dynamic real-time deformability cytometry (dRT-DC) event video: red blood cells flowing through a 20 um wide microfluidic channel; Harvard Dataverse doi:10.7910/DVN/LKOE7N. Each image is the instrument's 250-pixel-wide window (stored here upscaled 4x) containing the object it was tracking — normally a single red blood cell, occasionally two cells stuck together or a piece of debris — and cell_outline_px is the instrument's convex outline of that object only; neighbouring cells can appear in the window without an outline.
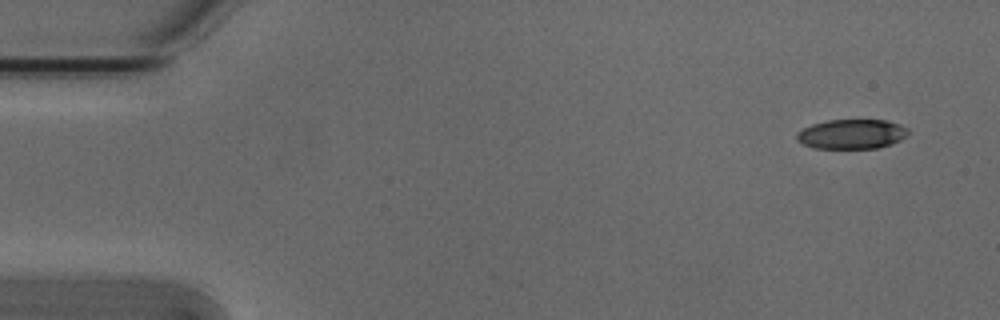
{"species": "Egyptian fruit bat (a non-hibernating species)", "species_latin": "Rousettus aegyptiacus", "temperature_condition": "cold", "stored_images_in_passage": 4, "camera_frame_rate_fps": 3000, "um_per_image_px": 0.085, "animal": {"sex": "male"}, "frame": {"image": 1, "passage_image": 1, "time_ms": 0.0, "image_size_px": [1000, 320], "cell_outline_px": [[908, 132], [900, 140], [892, 144], [876, 148], [812, 148], [796, 140], [796, 132], [812, 124], [828, 120], [888, 120], [900, 124], [908, 128]], "centroid_in_image_um": [72.38, 11.39], "position_along_channel_um": 12.6, "area_um2": 19.25}}
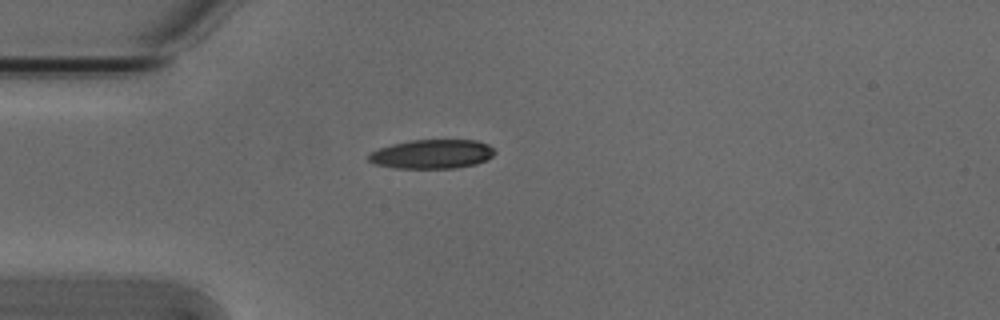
{"frame": {"image": 2, "passage_image": 4, "time_ms": 1.0, "image_size_px": [1000, 320], "cell_outline_px": [[496, 152], [488, 160], [476, 164], [456, 168], [396, 168], [372, 164], [368, 160], [368, 156], [372, 152], [380, 148], [392, 144], [412, 140], [476, 140], [488, 144]], "centroid_in_image_um": [36.74, 13.1], "position_along_channel_um": 48.3, "area_um2": 21.44}}